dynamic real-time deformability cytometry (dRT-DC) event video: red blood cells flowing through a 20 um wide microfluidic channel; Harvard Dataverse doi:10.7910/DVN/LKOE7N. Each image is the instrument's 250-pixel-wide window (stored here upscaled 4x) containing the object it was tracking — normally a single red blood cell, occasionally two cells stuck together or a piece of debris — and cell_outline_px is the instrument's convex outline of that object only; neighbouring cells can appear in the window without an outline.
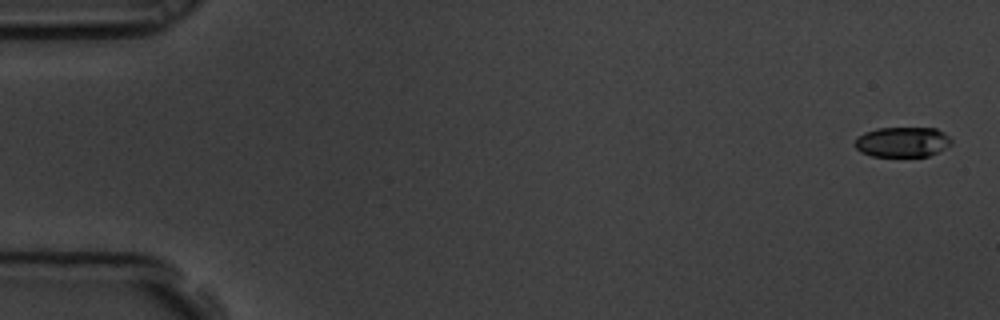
{"species": "common noctule bat (a hibernating species)", "species_latin": "Nyctalus noctula", "temperature_condition": "room temperature", "stored_images_in_passage": 8, "camera_frame_rate_fps": 3000, "um_per_image_px": 0.085, "animal": {"sex": "male", "body_mass_g": 19.5, "forearm_length_mm": 54.6}, "frame": {"image": 1, "passage_image": 1, "time_ms": 0.0, "image_size_px": [1000, 320], "cell_outline_px": [[952, 144], [928, 156], [872, 156], [860, 152], [856, 148], [856, 136], [864, 132], [876, 128], [936, 128], [944, 132], [952, 140]], "centroid_in_image_um": [76.69, 12.06], "position_along_channel_um": 8.3, "area_um2": 16.94}}
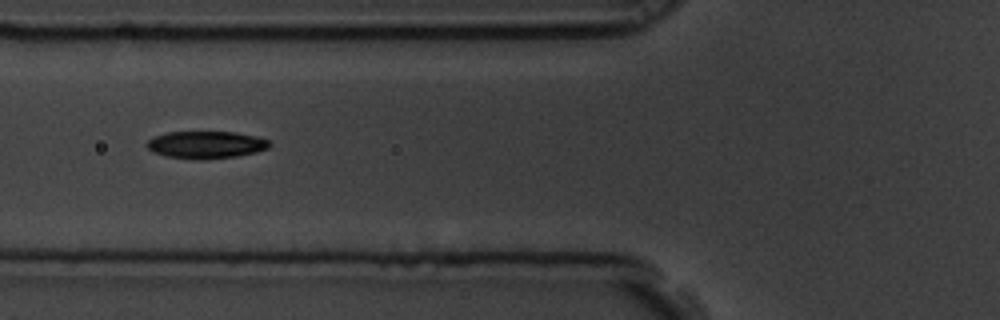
{"frame": {"image": 2, "passage_image": 7, "time_ms": 2.0, "image_size_px": [1000, 320], "cell_outline_px": [[272, 144], [268, 148], [256, 152], [236, 156], [164, 156], [152, 152], [144, 144], [152, 136], [168, 132], [236, 132], [256, 136], [268, 140]], "centroid_in_image_um": [17.5, 12.24], "position_along_channel_um": 108.3, "area_um2": 18.67}}
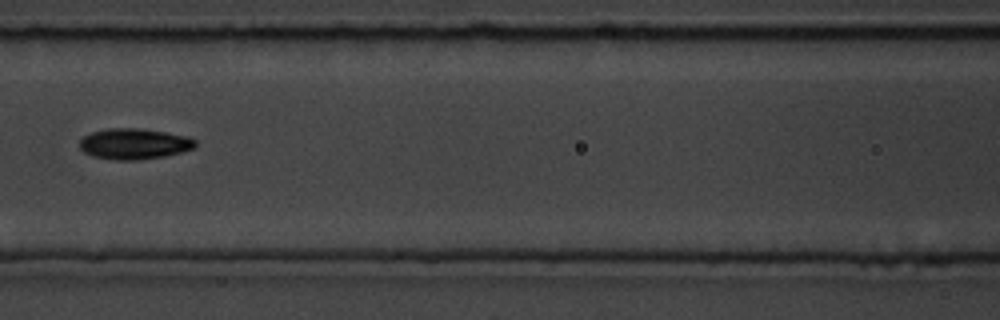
{"frame": {"image": 3, "passage_image": 8, "time_ms": 2.333, "image_size_px": [1000, 320], "cell_outline_px": [[196, 144], [192, 148], [180, 152], [164, 156], [136, 160], [112, 160], [92, 156], [84, 152], [80, 148], [80, 140], [84, 136], [92, 132], [104, 128], [140, 128], [188, 136], [196, 140]], "centroid_in_image_um": [11.37, 12.22], "position_along_channel_um": 155.2, "area_um2": 20.75}}